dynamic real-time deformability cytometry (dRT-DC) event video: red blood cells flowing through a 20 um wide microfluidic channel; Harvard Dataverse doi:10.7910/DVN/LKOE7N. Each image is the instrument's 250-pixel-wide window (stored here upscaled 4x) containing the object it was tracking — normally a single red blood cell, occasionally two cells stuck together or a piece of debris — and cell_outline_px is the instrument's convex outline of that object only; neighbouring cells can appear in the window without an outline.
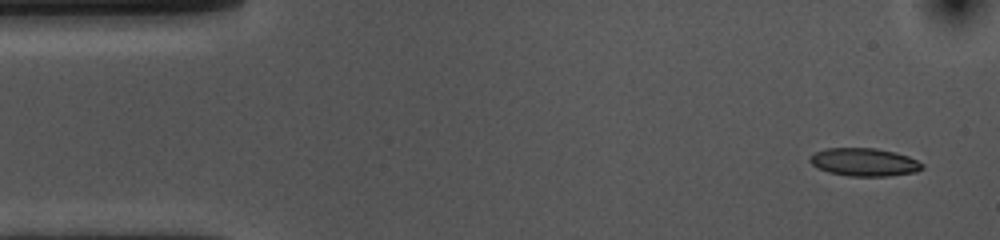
{"species": "common noctule bat (a hibernating species)", "species_latin": "Nyctalus noctula", "temperature_condition": "cold", "stored_images_in_passage": 52, "camera_frame_rate_fps": 3000, "um_per_image_px": 0.085, "animal": {"sex": "female", "body_mass_g": 10.0, "forearm_length_mm": 53.1}, "frame": {"image": 1, "passage_image": 1, "time_ms": 0.0, "image_size_px": [1000, 240], "cell_outline_px": [[924, 168], [916, 172], [888, 176], [848, 176], [828, 172], [812, 164], [808, 160], [816, 152], [828, 148], [876, 148], [896, 152], [908, 156], [924, 164]], "centroid_in_image_um": [73.5, 13.78], "position_along_channel_um": 11.5, "area_um2": 18.26}}
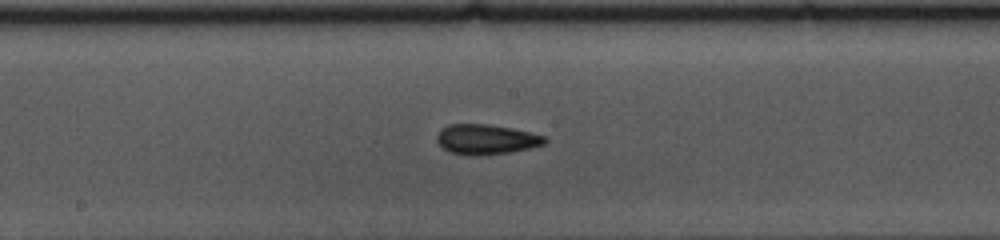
{"frame": {"image": 2, "passage_image": 25, "time_ms": 8.0, "image_size_px": [1000, 240], "cell_outline_px": [[548, 140], [544, 144], [532, 148], [508, 152], [476, 156], [448, 152], [436, 140], [436, 136], [440, 128], [448, 124], [488, 124], [512, 128], [544, 136]], "centroid_in_image_um": [41.3, 11.84], "position_along_channel_um": 206.9, "area_um2": 18.9}}
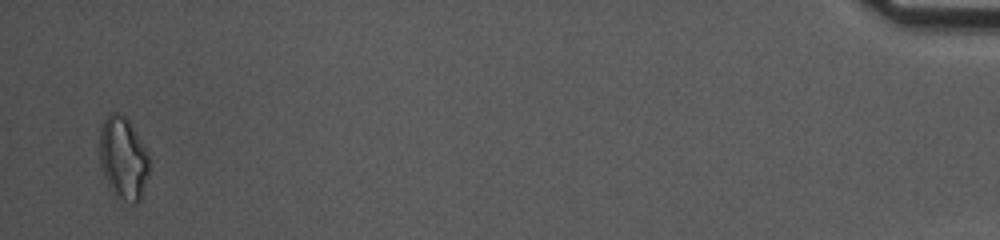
{"frame": {"image": 3, "passage_image": 51, "time_ms": 16.667, "image_size_px": [1000, 240], "cell_outline_px": [[148, 176], [140, 200], [136, 204], [132, 204], [116, 200], [108, 188], [100, 164], [100, 128], [108, 112], [116, 112], [124, 116], [128, 120], [148, 152]], "centroid_in_image_um": [10.45, 13.51], "position_along_channel_um": 424.7, "area_um2": 24.28}, "authors_computed_cell_mechanics": {"area_um2": 18.3226, "velocity_mm_per_s": 3.5972, "shape_relaxation_time_tau1_ms": 8.4188, "shape_relaxation_time_tau2_ms": 2.2284, "deformation_change_tau1": 0.1383, "deformation_change_tau2": 0.082}}